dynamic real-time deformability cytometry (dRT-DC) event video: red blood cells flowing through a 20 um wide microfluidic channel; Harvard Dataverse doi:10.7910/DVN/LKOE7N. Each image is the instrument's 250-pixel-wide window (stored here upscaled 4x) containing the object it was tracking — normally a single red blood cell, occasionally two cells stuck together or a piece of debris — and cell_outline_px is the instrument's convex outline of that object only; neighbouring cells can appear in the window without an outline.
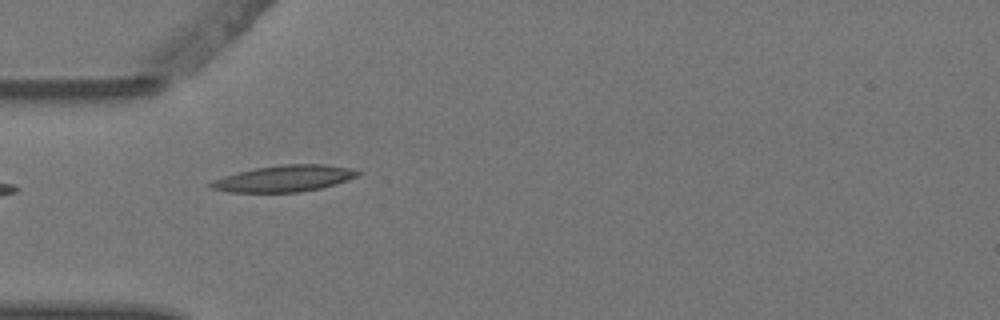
{"species": "Egyptian fruit bat (a non-hibernating species)", "species_latin": "Rousettus aegyptiacus", "temperature_condition": "warm", "stored_images_in_passage": 8, "camera_frame_rate_fps": 3000, "um_per_image_px": 0.085, "animal": {"sex": "female"}, "frame": {"image": 1, "passage_image": 2, "time_ms": 0.333, "image_size_px": [1000, 320], "cell_outline_px": [[360, 172], [356, 176], [348, 180], [336, 184], [320, 188], [300, 192], [228, 192], [212, 188], [208, 184], [212, 180], [224, 176], [256, 168], [280, 164], [324, 164], [348, 168]], "centroid_in_image_um": [24.14, 15.17], "position_along_channel_um": 60.9, "area_um2": 22.37}}
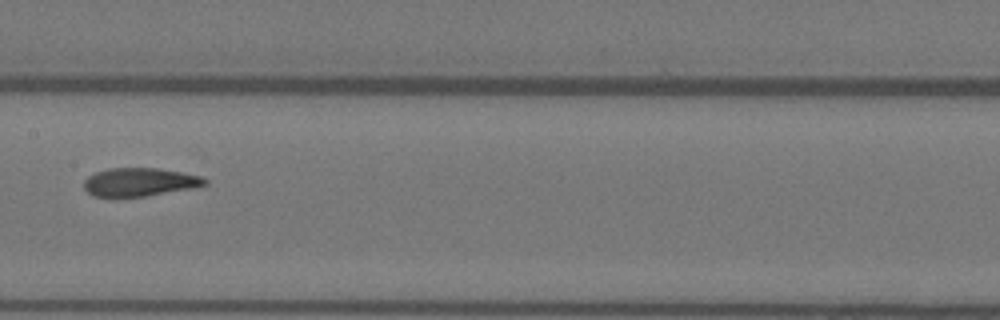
{"frame": {"image": 2, "passage_image": 5, "time_ms": 1.333, "image_size_px": [1000, 320], "cell_outline_px": [[208, 184], [196, 188], [144, 196], [92, 196], [84, 188], [84, 180], [88, 176], [96, 172], [108, 168], [160, 168], [184, 172], [200, 176], [208, 180]], "centroid_in_image_um": [11.92, 15.46], "position_along_channel_um": 195.5, "area_um2": 20.06}}
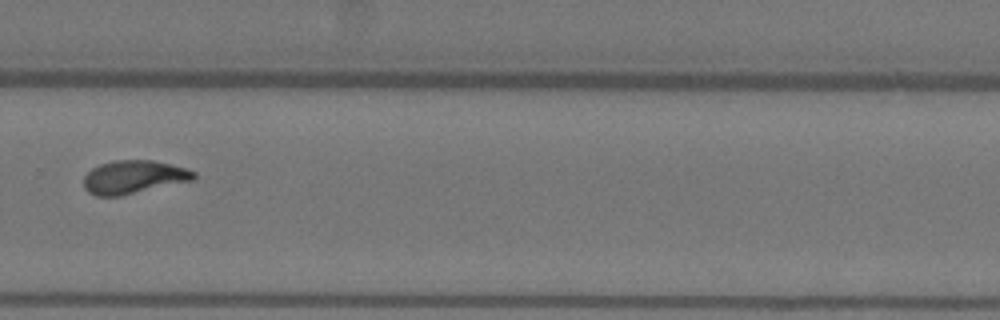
{"frame": {"image": 3, "passage_image": 8, "time_ms": 2.333, "image_size_px": [1000, 320], "cell_outline_px": [[196, 180], [120, 196], [96, 196], [88, 192], [84, 188], [84, 176], [92, 168], [100, 164], [116, 160], [152, 160], [172, 164], [188, 168], [196, 172]], "centroid_in_image_um": [11.41, 15.05], "position_along_channel_um": 318.4, "area_um2": 21.62}}